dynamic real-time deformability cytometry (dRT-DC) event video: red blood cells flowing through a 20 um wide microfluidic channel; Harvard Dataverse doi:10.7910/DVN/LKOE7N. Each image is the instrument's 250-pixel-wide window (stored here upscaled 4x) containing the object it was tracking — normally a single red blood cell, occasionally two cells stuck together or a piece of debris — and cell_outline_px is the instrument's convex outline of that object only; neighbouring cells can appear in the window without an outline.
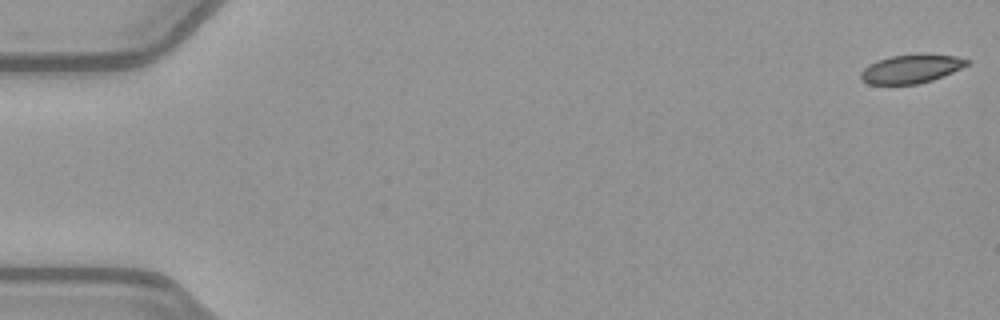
{"species": "common noctule bat (a hibernating species)", "species_latin": "Nyctalus noctula", "temperature_condition": "warm", "stored_images_in_passage": 52, "camera_frame_rate_fps": 3000, "um_per_image_px": 0.085, "animal": {"sex": "female", "body_mass_g": 21.9}, "frame": {"image": 1, "passage_image": 1, "time_ms": 0.0, "image_size_px": [1000, 320], "cell_outline_px": [[972, 60], [968, 64], [952, 72], [932, 80], [916, 84], [868, 84], [860, 76], [860, 72], [868, 64], [892, 56], [956, 56]], "centroid_in_image_um": [77.42, 5.88], "position_along_channel_um": 7.6, "area_um2": 16.94}}
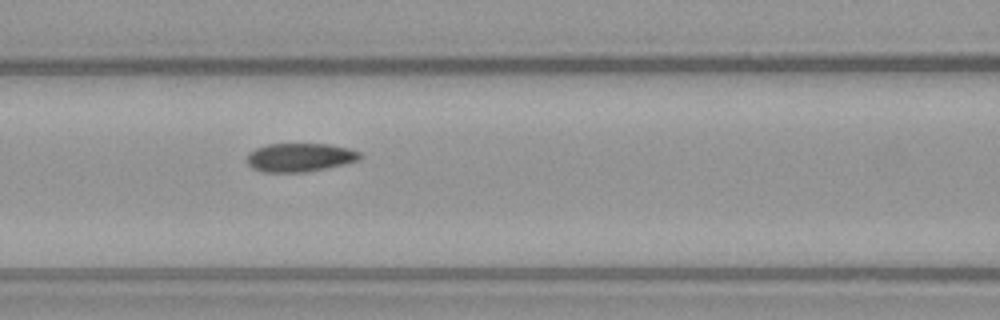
{"frame": {"image": 2, "passage_image": 23, "time_ms": 7.333, "image_size_px": [1000, 320], "cell_outline_px": [[364, 156], [360, 160], [344, 164], [308, 172], [260, 172], [252, 168], [244, 160], [248, 152], [256, 148], [268, 144], [328, 144], [348, 148], [360, 152]], "centroid_in_image_um": [25.46, 13.38], "position_along_channel_um": 141.1, "area_um2": 19.13}}
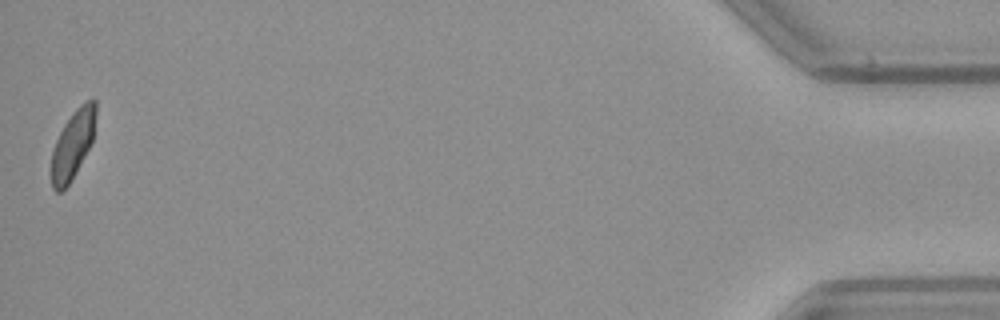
{"frame": {"image": 3, "passage_image": 52, "time_ms": 17.0, "image_size_px": [1000, 320], "cell_outline_px": [[96, 116], [92, 140], [72, 180], [60, 192], [56, 192], [52, 188], [52, 152], [56, 140], [64, 124], [76, 108], [80, 104], [92, 96], [96, 100]], "centroid_in_image_um": [6.2, 12.23], "position_along_channel_um": 429.0, "area_um2": 17.51}, "authors_computed_cell_mechanics": {"area_um2": 18.8717, "velocity_mm_per_s": 3.9855, "shape_relaxation_time_tau1_ms": 9.4409, "shape_relaxation_time_tau2_ms": 1.9492, "deformation_change_tau1": 0.1688, "deformation_change_tau2": 0.075}}